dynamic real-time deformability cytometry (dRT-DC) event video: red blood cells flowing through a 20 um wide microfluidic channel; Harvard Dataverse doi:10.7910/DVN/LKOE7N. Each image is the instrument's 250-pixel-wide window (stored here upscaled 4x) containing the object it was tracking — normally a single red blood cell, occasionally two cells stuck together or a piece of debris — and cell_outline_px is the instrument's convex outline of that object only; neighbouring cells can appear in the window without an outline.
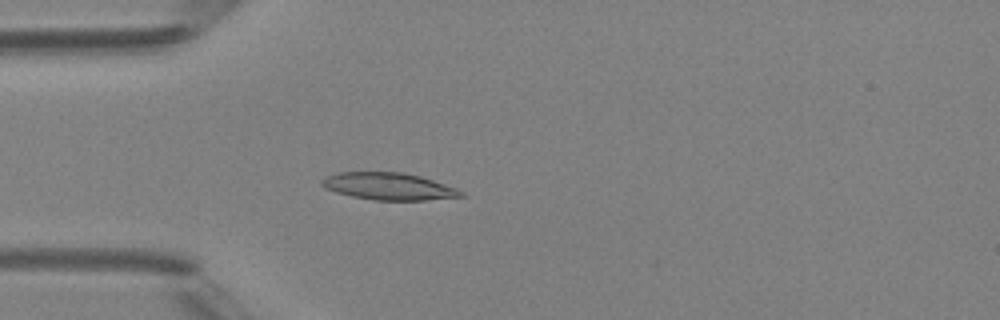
{"species": "Egyptian fruit bat (a non-hibernating species)", "species_latin": "Rousettus aegyptiacus", "temperature_condition": "room temperature", "stored_images_in_passage": 4, "camera_frame_rate_fps": 3000, "um_per_image_px": 0.085, "animal": {"sex": "female"}, "frame": {"image": 1, "passage_image": 4, "time_ms": 3.667, "image_size_px": [1000, 320], "cell_outline_px": [[464, 196], [424, 200], [372, 200], [352, 196], [336, 192], [324, 188], [320, 184], [320, 180], [328, 176], [340, 172], [400, 172], [420, 176], [456, 188], [464, 192]], "centroid_in_image_um": [33.01, 15.84], "position_along_channel_um": 52.0, "area_um2": 21.85}}